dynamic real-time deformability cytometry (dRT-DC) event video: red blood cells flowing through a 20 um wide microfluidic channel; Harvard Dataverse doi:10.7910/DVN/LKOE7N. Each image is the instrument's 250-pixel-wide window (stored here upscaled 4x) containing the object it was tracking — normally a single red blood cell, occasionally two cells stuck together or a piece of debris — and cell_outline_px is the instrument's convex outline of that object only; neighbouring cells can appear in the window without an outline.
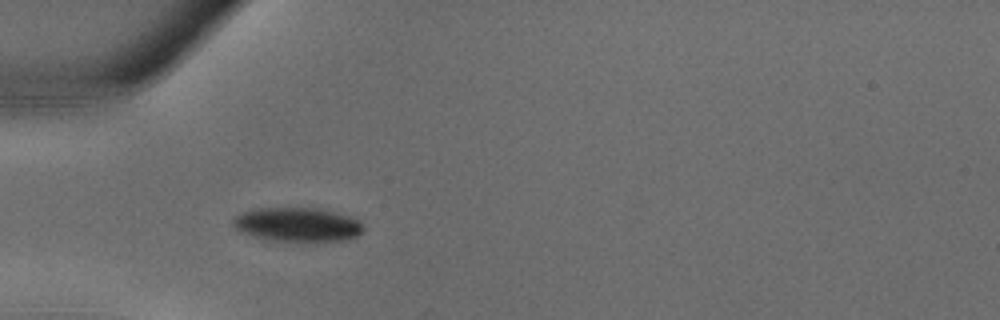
{"species": "common noctule bat (a hibernating species)", "species_latin": "Nyctalus noctula", "temperature_condition": "warm", "stored_images_in_passage": 26, "camera_frame_rate_fps": 3000, "um_per_image_px": 0.085, "animal": {"sex": "male", "body_mass_g": 18.8}, "frame": {"image": 1, "passage_image": 1, "time_ms": 0.0, "image_size_px": [1000, 320], "cell_outline_px": [[364, 228], [356, 236], [344, 240], [316, 244], [268, 240], [252, 236], [240, 232], [232, 224], [232, 220], [240, 212], [256, 208], [320, 208], [348, 216], [356, 220]], "centroid_in_image_um": [25.24, 19.13], "position_along_channel_um": 59.8, "area_um2": 26.53}}
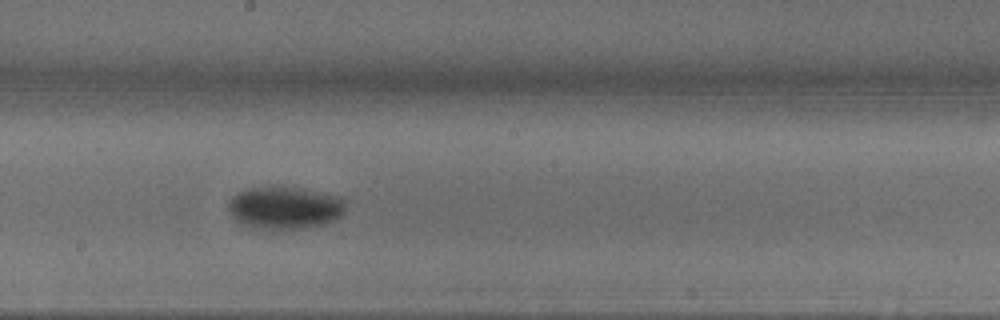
{"frame": {"image": 2, "passage_image": 10, "time_ms": 3.0, "image_size_px": [1000, 320], "cell_outline_px": [[344, 212], [340, 216], [332, 220], [320, 224], [304, 228], [252, 228], [236, 220], [232, 216], [228, 208], [228, 204], [232, 196], [240, 192], [252, 188], [296, 188], [340, 196], [344, 204]], "centroid_in_image_um": [24.18, 17.67], "position_along_channel_um": 224.0, "area_um2": 28.09}}
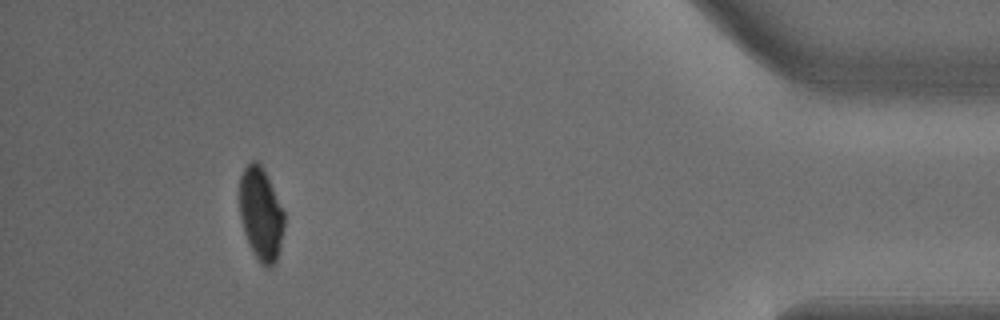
{"frame": {"image": 3, "passage_image": 23, "time_ms": 7.333, "image_size_px": [1000, 320], "cell_outline_px": [[284, 228], [280, 248], [276, 260], [268, 268], [264, 268], [260, 264], [252, 252], [248, 244], [244, 232], [240, 216], [240, 176], [244, 168], [252, 160], [260, 160], [264, 168], [284, 212]], "centroid_in_image_um": [22.17, 18.18], "position_along_channel_um": 413.0, "area_um2": 24.45}}